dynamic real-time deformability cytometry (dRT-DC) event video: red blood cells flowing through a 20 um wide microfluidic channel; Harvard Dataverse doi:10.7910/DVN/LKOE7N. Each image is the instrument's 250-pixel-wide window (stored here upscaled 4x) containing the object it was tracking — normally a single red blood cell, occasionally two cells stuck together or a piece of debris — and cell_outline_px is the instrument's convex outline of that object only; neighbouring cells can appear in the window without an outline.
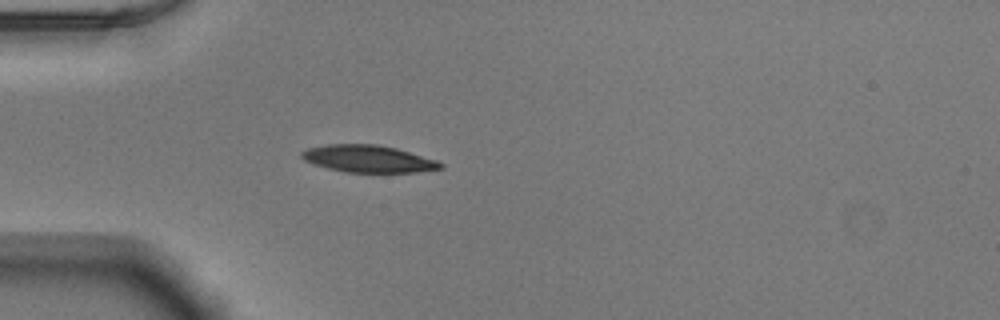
{"species": "Egyptian fruit bat (a non-hibernating species)", "species_latin": "Rousettus aegyptiacus", "temperature_condition": "warm", "stored_images_in_passage": 38, "camera_frame_rate_fps": 3000, "um_per_image_px": 0.085, "animal": {"sex": "male"}, "frame": {"image": 1, "passage_image": 1, "time_ms": 0.0, "image_size_px": [1000, 320], "cell_outline_px": [[444, 168], [416, 172], [348, 172], [328, 168], [304, 160], [300, 156], [300, 152], [308, 148], [328, 144], [376, 144], [396, 148], [436, 160], [444, 164]], "centroid_in_image_um": [31.31, 13.49], "position_along_channel_um": 53.7, "area_um2": 21.79}}
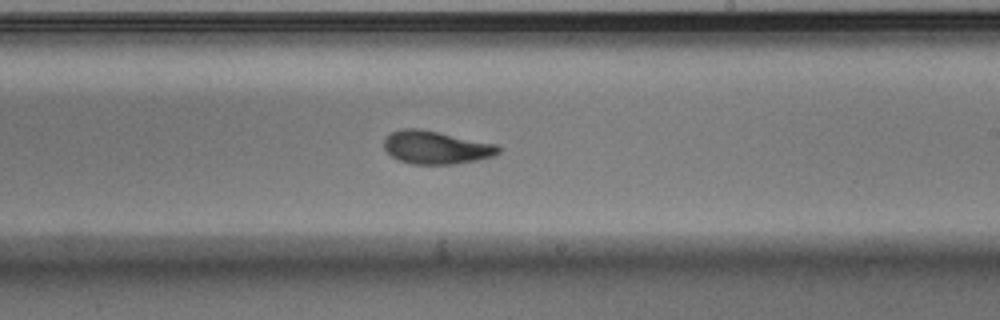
{"frame": {"image": 2, "passage_image": 17, "time_ms": 5.333, "image_size_px": [1000, 320], "cell_outline_px": [[500, 152], [492, 156], [476, 160], [456, 164], [412, 164], [400, 160], [392, 156], [384, 148], [384, 140], [392, 132], [400, 128], [420, 128], [496, 144], [500, 148]], "centroid_in_image_um": [37.05, 12.53], "position_along_channel_um": 251.9, "area_um2": 21.91}}
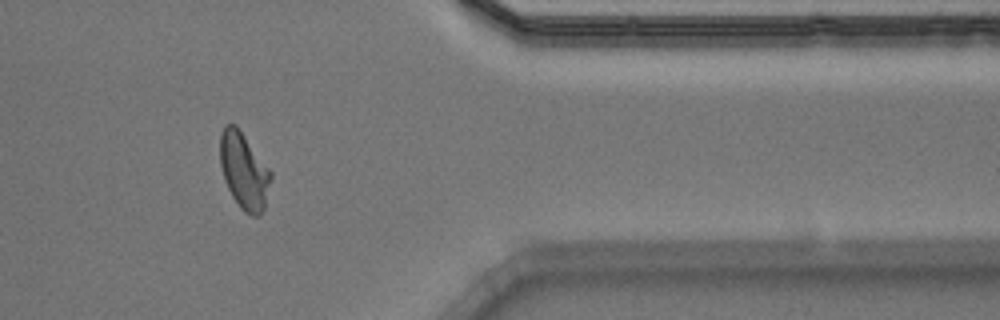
{"frame": {"image": 3, "passage_image": 29, "time_ms": 9.333, "image_size_px": [1000, 320], "cell_outline_px": [[272, 176], [264, 208], [260, 216], [252, 216], [244, 212], [240, 208], [232, 196], [224, 180], [220, 164], [220, 136], [224, 124], [236, 124], [272, 172]], "centroid_in_image_um": [20.73, 14.52], "position_along_channel_um": 390.7, "area_um2": 22.66}, "authors_computed_cell_mechanics": {"area_um2": 22.2241, "velocity_mm_per_s": 3.8902, "shape_relaxation_time_tau1_ms": 3.1133, "shape_relaxation_time_tau2_ms": 1.8659, "deformation_change_tau1": 0.1444, "deformation_change_tau2": 0.0766}}